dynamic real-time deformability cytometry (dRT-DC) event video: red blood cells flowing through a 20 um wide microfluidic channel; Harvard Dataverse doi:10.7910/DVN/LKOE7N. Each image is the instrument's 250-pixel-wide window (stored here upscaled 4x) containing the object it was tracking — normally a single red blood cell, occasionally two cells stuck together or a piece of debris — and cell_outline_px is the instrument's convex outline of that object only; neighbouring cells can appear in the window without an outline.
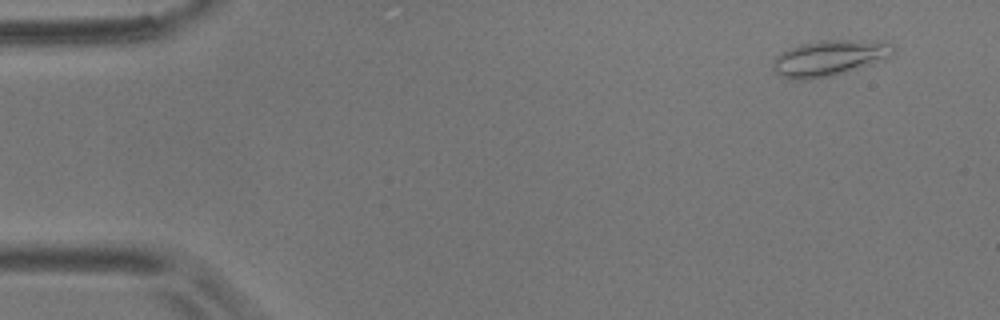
{"species": "common noctule bat (a hibernating species)", "species_latin": "Nyctalus noctula", "temperature_condition": "room temperature", "stored_images_in_passage": 3, "camera_frame_rate_fps": 3000, "um_per_image_px": 0.085, "animal": {"sex": "male", "body_mass_g": 17.9}, "frame": {"image": 1, "passage_image": 1, "time_ms": 0.0, "image_size_px": [1000, 320], "cell_outline_px": [[892, 52], [888, 56], [872, 64], [832, 76], [804, 80], [800, 80], [780, 76], [772, 68], [772, 60], [780, 52], [788, 48], [820, 40], [876, 40], [892, 44]], "centroid_in_image_um": [70.43, 4.93], "position_along_channel_um": 14.6, "area_um2": 24.91}}